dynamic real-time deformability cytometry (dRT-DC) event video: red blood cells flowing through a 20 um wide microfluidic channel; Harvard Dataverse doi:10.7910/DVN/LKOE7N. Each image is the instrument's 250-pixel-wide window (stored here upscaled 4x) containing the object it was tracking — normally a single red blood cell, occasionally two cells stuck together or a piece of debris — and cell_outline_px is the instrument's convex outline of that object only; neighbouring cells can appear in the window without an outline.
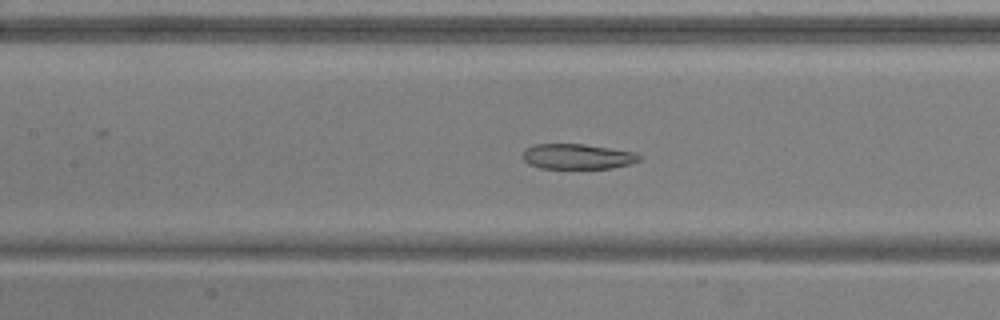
{"species": "common noctule bat (a hibernating species)", "species_latin": "Nyctalus noctula", "temperature_condition": "warm", "stored_images_in_passage": 54, "camera_frame_rate_fps": 3000, "um_per_image_px": 0.085, "animal": {"sex": "male", "body_mass_g": 20.5, "forearm_length_mm": 52.5}, "frame": {"image": 1, "passage_image": 25, "time_ms": 8.0, "image_size_px": [1000, 320], "cell_outline_px": [[640, 160], [632, 164], [612, 168], [540, 168], [528, 164], [524, 160], [524, 148], [536, 144], [584, 144], [636, 152], [640, 156]], "centroid_in_image_um": [49.1, 13.3], "position_along_channel_um": 158.3, "area_um2": 17.17}}
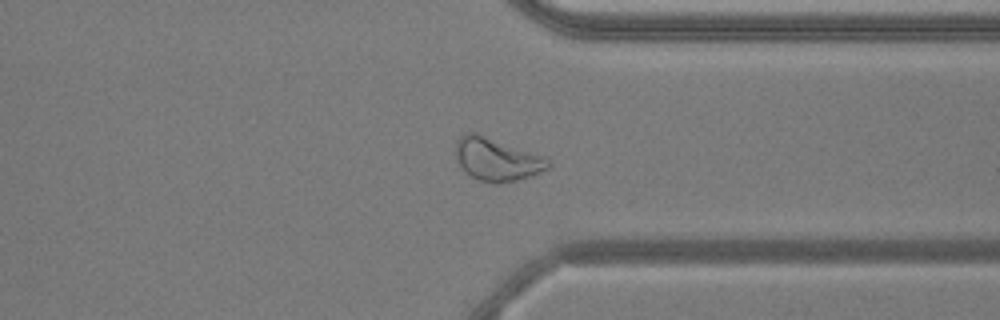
{"frame": {"image": 2, "passage_image": 42, "time_ms": 13.667, "image_size_px": [1000, 320], "cell_outline_px": [[552, 164], [548, 168], [532, 176], [516, 180], [496, 184], [480, 180], [464, 172], [456, 156], [456, 140], [464, 132], [476, 132], [544, 156]], "centroid_in_image_um": [42.22, 13.53], "position_along_channel_um": 369.2, "area_um2": 23.12}}
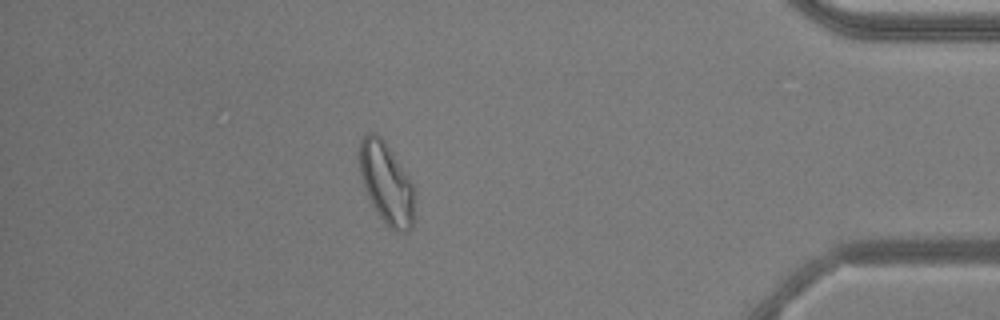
{"frame": {"image": 3, "passage_image": 48, "time_ms": 15.667, "image_size_px": [1000, 320], "cell_outline_px": [[416, 220], [412, 228], [408, 232], [396, 232], [388, 228], [376, 212], [364, 188], [360, 176], [360, 140], [368, 132], [376, 132], [384, 140], [392, 152], [412, 184], [416, 196]], "centroid_in_image_um": [32.89, 15.66], "position_along_channel_um": 402.3, "area_um2": 26.65}, "authors_computed_cell_mechanics": {"area_um2": 24.0448, "velocity_mm_per_s": 3.7512, "shape_relaxation_time_tau1_ms": 8.3955, "shape_relaxation_time_tau2_ms": 3.0136, "deformation_change_tau1": 0.203, "deformation_change_tau2": 0.1101}}